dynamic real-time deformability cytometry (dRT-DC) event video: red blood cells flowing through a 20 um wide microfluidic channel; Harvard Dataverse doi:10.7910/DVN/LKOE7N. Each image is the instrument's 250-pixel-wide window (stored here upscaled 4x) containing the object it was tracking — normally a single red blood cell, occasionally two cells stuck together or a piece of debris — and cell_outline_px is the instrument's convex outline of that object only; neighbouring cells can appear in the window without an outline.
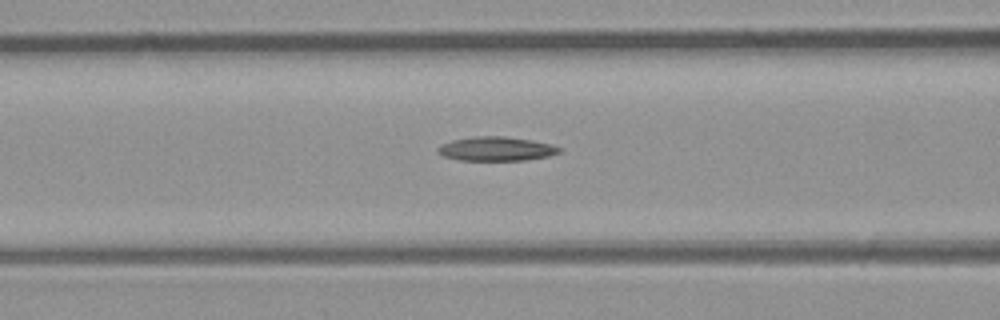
{"species": "common noctule bat (a hibernating species)", "species_latin": "Nyctalus noctula", "temperature_condition": "room temperature", "stored_images_in_passage": 7, "segment_of_instrument_passage": [1, 2], "camera_frame_rate_fps": 3000, "um_per_image_px": 0.085, "animal": {"sex": "male", "body_mass_g": 23.1, "forearm_length_mm": 52.7}, "frame": {"image": 1, "passage_image": 5, "time_ms": 5.333, "image_size_px": [1000, 320], "cell_outline_px": [[564, 148], [560, 152], [548, 156], [524, 160], [460, 160], [444, 156], [436, 152], [436, 148], [440, 144], [452, 140], [472, 136], [504, 136], [532, 140], [552, 144]], "centroid_in_image_um": [42.17, 12.64], "position_along_channel_um": 124.4, "area_um2": 17.22}}